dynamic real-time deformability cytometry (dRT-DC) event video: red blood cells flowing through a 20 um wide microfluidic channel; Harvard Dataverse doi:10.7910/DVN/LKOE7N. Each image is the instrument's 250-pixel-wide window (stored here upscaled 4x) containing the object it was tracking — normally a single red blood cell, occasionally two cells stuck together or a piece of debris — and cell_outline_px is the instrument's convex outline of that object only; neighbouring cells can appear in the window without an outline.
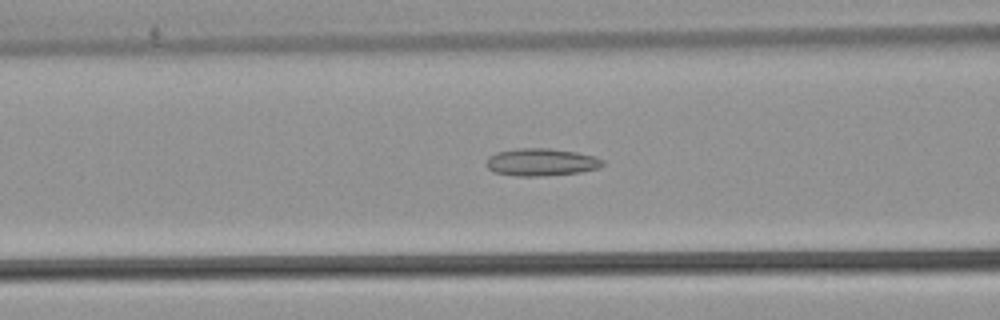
{"species": "common noctule bat (a hibernating species)", "species_latin": "Nyctalus noctula", "temperature_condition": "warm", "stored_images_in_passage": 53, "camera_frame_rate_fps": 3000, "um_per_image_px": 0.085, "animal": {"sex": "male", "body_mass_g": 21.5, "forearm_length_mm": 52.0}, "frame": {"image": 1, "passage_image": 22, "time_ms": 7.0, "image_size_px": [1000, 320], "cell_outline_px": [[604, 164], [600, 168], [580, 172], [536, 176], [516, 176], [492, 172], [484, 164], [488, 156], [496, 152], [516, 148], [548, 148], [576, 152], [596, 156], [604, 160]], "centroid_in_image_um": [45.98, 13.77], "position_along_channel_um": 120.6, "area_um2": 18.84}}
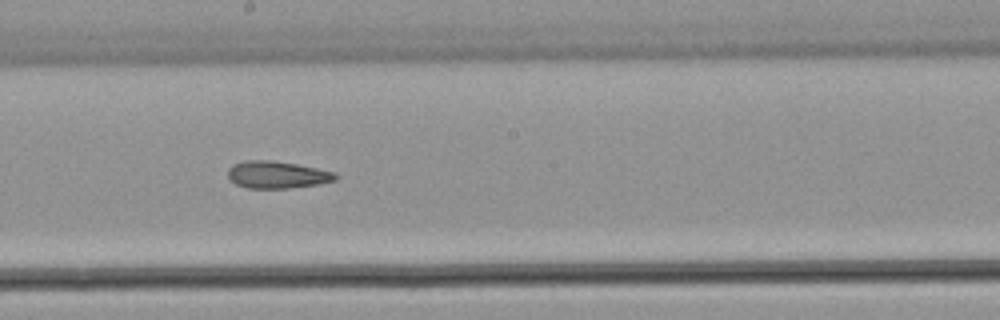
{"frame": {"image": 2, "passage_image": 30, "time_ms": 9.667, "image_size_px": [1000, 320], "cell_outline_px": [[340, 176], [336, 180], [316, 184], [288, 188], [248, 188], [236, 184], [228, 176], [228, 168], [232, 164], [244, 160], [272, 160], [296, 164], [336, 172]], "centroid_in_image_um": [23.55, 14.84], "position_along_channel_um": 224.6, "area_um2": 17.05}}
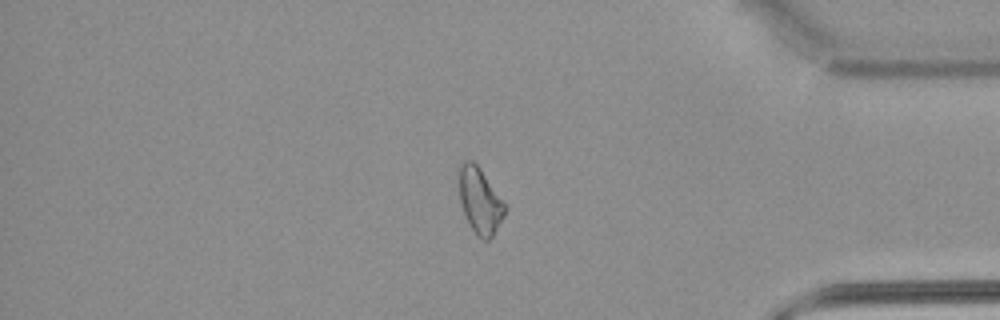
{"frame": {"image": 3, "passage_image": 45, "time_ms": 14.667, "image_size_px": [1000, 320], "cell_outline_px": [[504, 216], [492, 236], [488, 240], [484, 240], [476, 236], [464, 212], [460, 200], [460, 164], [464, 160], [472, 160], [480, 168], [504, 200]], "centroid_in_image_um": [40.81, 17.05], "position_along_channel_um": 394.4, "area_um2": 17.22}, "authors_computed_cell_mechanics": {"area_um2": 18.785, "velocity_mm_per_s": 3.9105, "shape_relaxation_time_tau1_ms": null, "shape_relaxation_time_tau2_ms": 4.851, "deformation_change_tau1": null, "deformation_change_tau2": 0.1379}}